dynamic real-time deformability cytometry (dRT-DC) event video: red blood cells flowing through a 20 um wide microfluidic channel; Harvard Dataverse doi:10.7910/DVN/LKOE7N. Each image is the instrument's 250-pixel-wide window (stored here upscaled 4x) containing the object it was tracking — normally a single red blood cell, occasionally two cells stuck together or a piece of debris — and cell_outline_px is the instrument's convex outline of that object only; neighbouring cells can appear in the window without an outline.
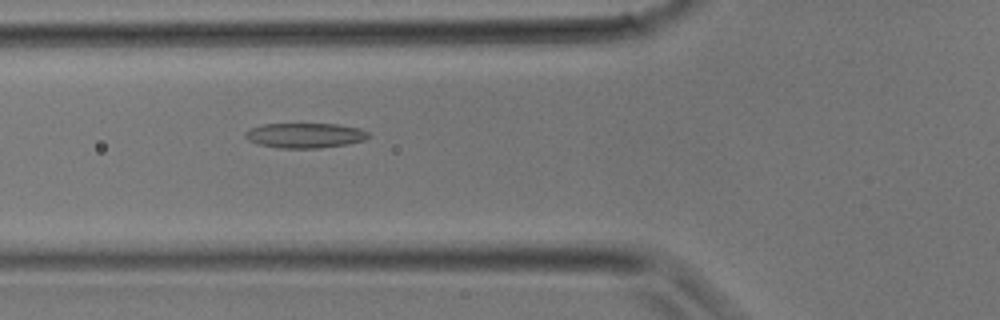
{"species": "common noctule bat (a hibernating species)", "species_latin": "Nyctalus noctula", "temperature_condition": "room temperature", "stored_images_in_passage": 12, "camera_frame_rate_fps": 3000, "um_per_image_px": 0.085, "animal": {"sex": "male", "body_mass_g": 17.9}, "frame": {"image": 1, "passage_image": 12, "time_ms": 3.667, "image_size_px": [1000, 320], "cell_outline_px": [[368, 136], [364, 140], [348, 144], [320, 148], [280, 148], [256, 144], [248, 140], [244, 136], [244, 132], [248, 128], [264, 124], [336, 124], [360, 128], [368, 132]], "centroid_in_image_um": [25.87, 11.51], "position_along_channel_um": 99.9, "area_um2": 18.03}}